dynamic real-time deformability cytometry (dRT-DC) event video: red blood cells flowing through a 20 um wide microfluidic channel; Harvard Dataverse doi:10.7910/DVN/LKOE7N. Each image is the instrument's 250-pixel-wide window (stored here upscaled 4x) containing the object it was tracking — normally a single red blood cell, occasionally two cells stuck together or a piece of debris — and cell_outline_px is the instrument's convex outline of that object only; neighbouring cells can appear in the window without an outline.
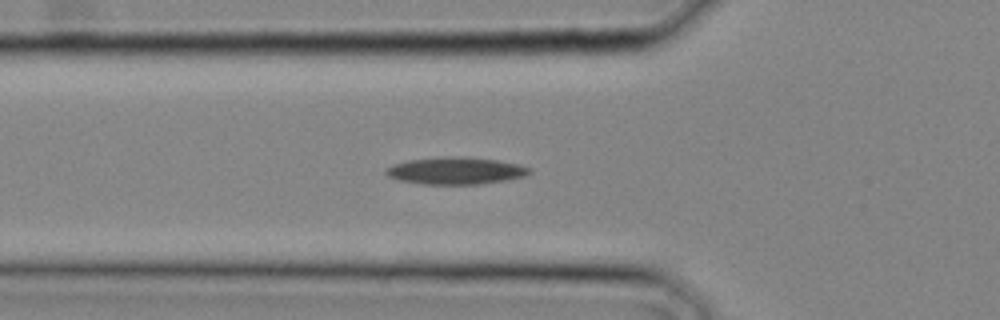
{"species": "common noctule bat (a hibernating species)", "species_latin": "Nyctalus noctula", "temperature_condition": "cold", "stored_images_in_passage": 13, "camera_frame_rate_fps": 3000, "um_per_image_px": 0.085, "animal": {"sex": "male", "body_mass_g": 20.4}, "frame": {"image": 1, "passage_image": 3, "time_ms": 0.667, "image_size_px": [1000, 320], "cell_outline_px": [[532, 172], [524, 176], [508, 180], [480, 184], [420, 184], [400, 180], [388, 176], [384, 172], [384, 168], [392, 164], [408, 160], [444, 156], [496, 160], [520, 164], [532, 168]], "centroid_in_image_um": [38.72, 14.52], "position_along_channel_um": 87.1, "area_um2": 22.72}}
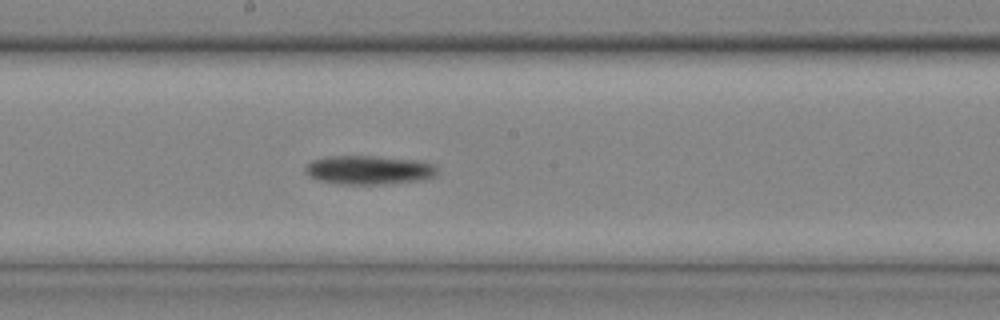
{"frame": {"image": 2, "passage_image": 9, "time_ms": 2.667, "image_size_px": [1000, 320], "cell_outline_px": [[436, 176], [424, 180], [380, 184], [340, 184], [320, 180], [308, 176], [304, 172], [304, 168], [312, 160], [324, 156], [372, 156], [420, 160], [436, 164]], "centroid_in_image_um": [31.37, 14.44], "position_along_channel_um": 216.8, "area_um2": 22.43}}
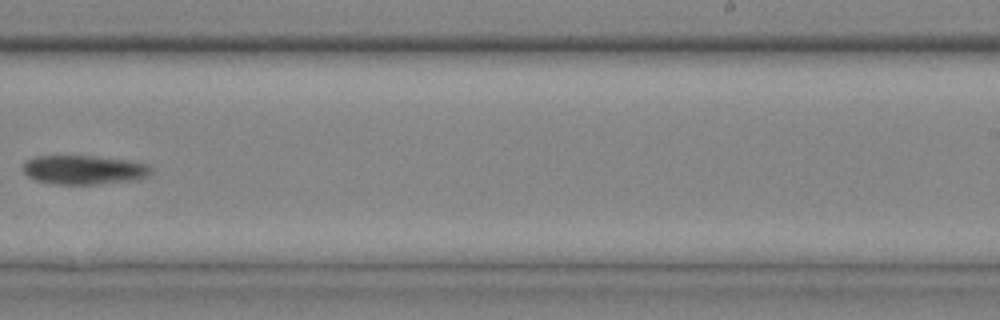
{"frame": {"image": 3, "passage_image": 12, "time_ms": 3.667, "image_size_px": [1000, 320], "cell_outline_px": [[152, 172], [148, 176], [136, 180], [100, 184], [52, 184], [36, 180], [28, 176], [24, 172], [24, 160], [36, 156], [96, 156], [128, 160], [148, 164], [152, 168]], "centroid_in_image_um": [7.16, 14.43], "position_along_channel_um": 281.8, "area_um2": 21.91}}